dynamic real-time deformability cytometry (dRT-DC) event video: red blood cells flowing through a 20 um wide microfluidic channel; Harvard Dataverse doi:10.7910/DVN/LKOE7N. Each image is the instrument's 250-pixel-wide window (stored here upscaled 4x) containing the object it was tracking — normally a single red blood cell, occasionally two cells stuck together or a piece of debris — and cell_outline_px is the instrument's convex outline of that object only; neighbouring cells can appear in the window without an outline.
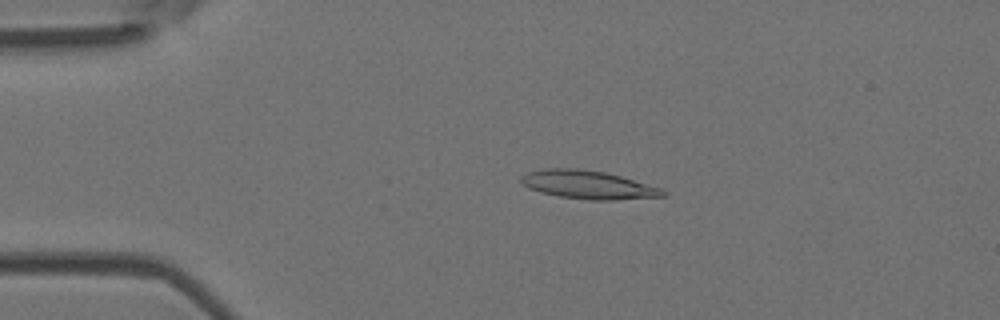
{"species": "Egyptian fruit bat (a non-hibernating species)", "species_latin": "Rousettus aegyptiacus", "temperature_condition": "room temperature", "stored_images_in_passage": 51, "camera_frame_rate_fps": 3000, "um_per_image_px": 0.085, "animal": {"sex": "female"}, "frame": {"image": 1, "passage_image": 11, "time_ms": 3.333, "image_size_px": [1000, 320], "cell_outline_px": [[668, 196], [612, 200], [592, 200], [560, 196], [540, 192], [528, 188], [520, 180], [520, 176], [528, 172], [544, 168], [576, 168], [604, 172], [620, 176], [660, 188], [668, 192]], "centroid_in_image_um": [49.98, 15.7], "position_along_channel_um": 35.0, "area_um2": 23.29}}
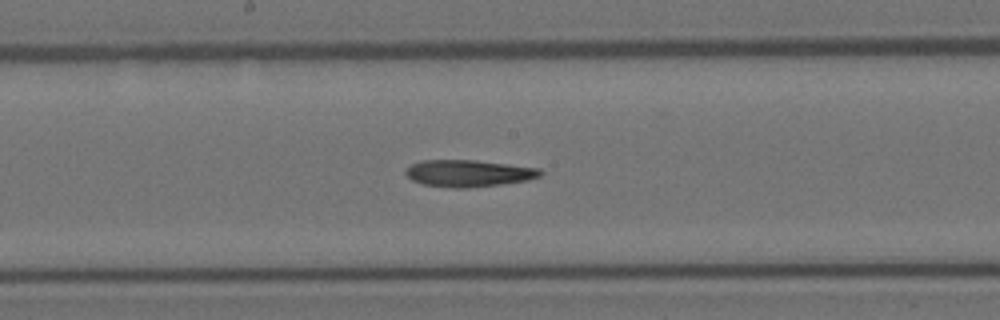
{"frame": {"image": 2, "passage_image": 27, "time_ms": 8.667, "image_size_px": [1000, 320], "cell_outline_px": [[544, 172], [540, 176], [528, 180], [500, 184], [468, 188], [452, 188], [424, 184], [412, 180], [404, 172], [412, 164], [420, 160], [472, 160], [508, 164], [540, 168]], "centroid_in_image_um": [39.84, 14.73], "position_along_channel_um": 208.4, "area_um2": 20.98}}
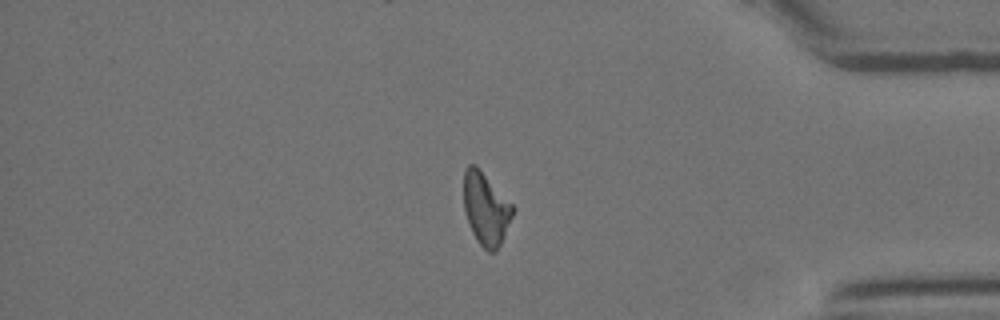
{"frame": {"image": 3, "passage_image": 43, "time_ms": 14.0, "image_size_px": [1000, 320], "cell_outline_px": [[516, 208], [504, 236], [496, 252], [488, 252], [476, 240], [468, 224], [464, 212], [464, 168], [468, 164], [476, 164]], "centroid_in_image_um": [41.29, 17.73], "position_along_channel_um": 393.9, "area_um2": 20.92}}